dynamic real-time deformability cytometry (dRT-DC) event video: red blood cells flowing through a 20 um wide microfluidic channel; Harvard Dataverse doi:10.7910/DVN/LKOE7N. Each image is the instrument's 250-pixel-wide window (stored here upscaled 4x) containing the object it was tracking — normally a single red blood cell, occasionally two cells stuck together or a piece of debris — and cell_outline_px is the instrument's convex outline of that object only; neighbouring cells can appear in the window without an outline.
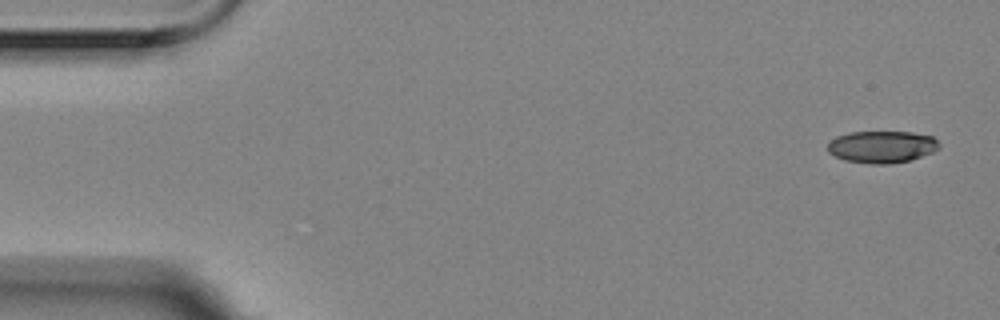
{"species": "Egyptian fruit bat (a non-hibernating species)", "species_latin": "Rousettus aegyptiacus", "temperature_condition": "room temperature", "stored_images_in_passage": 5, "camera_frame_rate_fps": 3000, "um_per_image_px": 0.085, "animal": {"sex": "female"}, "frame": {"image": 1, "passage_image": 1, "time_ms": 0.0, "image_size_px": [1000, 320], "cell_outline_px": [[940, 148], [932, 152], [908, 160], [888, 164], [872, 164], [844, 160], [828, 152], [828, 144], [836, 136], [848, 132], [912, 132], [932, 136], [940, 144]], "centroid_in_image_um": [74.95, 12.47], "position_along_channel_um": 10.0, "area_um2": 20.69}}